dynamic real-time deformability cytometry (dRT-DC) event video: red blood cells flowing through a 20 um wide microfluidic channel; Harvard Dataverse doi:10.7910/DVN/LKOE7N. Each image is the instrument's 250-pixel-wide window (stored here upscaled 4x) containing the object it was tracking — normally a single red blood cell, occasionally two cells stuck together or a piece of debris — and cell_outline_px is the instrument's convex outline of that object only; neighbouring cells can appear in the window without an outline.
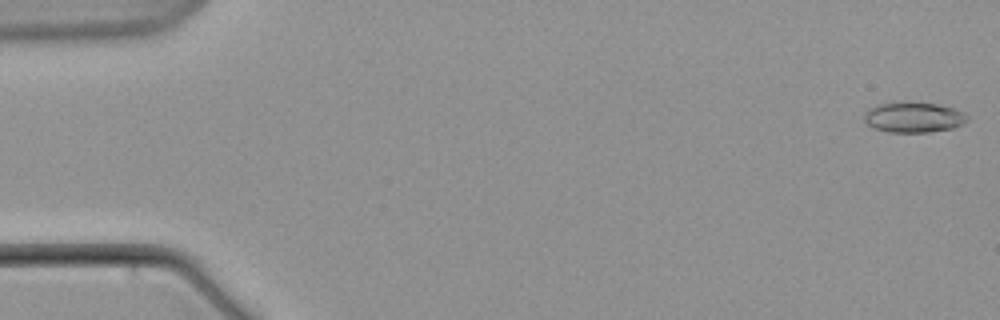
{"species": "common noctule bat (a hibernating species)", "species_latin": "Nyctalus noctula", "temperature_condition": "warm", "stored_images_in_passage": 6, "camera_frame_rate_fps": 3000, "um_per_image_px": 0.085, "animal": {"sex": "male", "body_mass_g": 21.5, "forearm_length_mm": 52.0}, "frame": {"image": 1, "passage_image": 1, "time_ms": 0.0, "image_size_px": [1000, 320], "cell_outline_px": [[968, 120], [964, 124], [952, 128], [928, 132], [888, 132], [872, 128], [864, 120], [864, 112], [868, 108], [880, 104], [936, 104], [952, 108], [964, 112], [968, 116]], "centroid_in_image_um": [77.66, 10.01], "position_along_channel_um": 7.3, "area_um2": 17.8}}
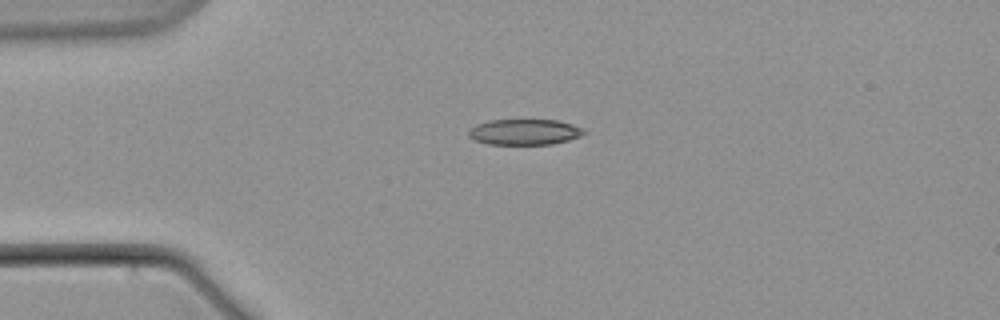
{"frame": {"image": 2, "passage_image": 5, "time_ms": 5.333, "image_size_px": [1000, 320], "cell_outline_px": [[584, 132], [580, 136], [568, 140], [552, 144], [488, 144], [476, 140], [468, 136], [468, 132], [476, 124], [488, 120], [556, 120], [572, 124], [584, 128]], "centroid_in_image_um": [44.58, 11.21], "position_along_channel_um": 40.4, "area_um2": 17.17}}